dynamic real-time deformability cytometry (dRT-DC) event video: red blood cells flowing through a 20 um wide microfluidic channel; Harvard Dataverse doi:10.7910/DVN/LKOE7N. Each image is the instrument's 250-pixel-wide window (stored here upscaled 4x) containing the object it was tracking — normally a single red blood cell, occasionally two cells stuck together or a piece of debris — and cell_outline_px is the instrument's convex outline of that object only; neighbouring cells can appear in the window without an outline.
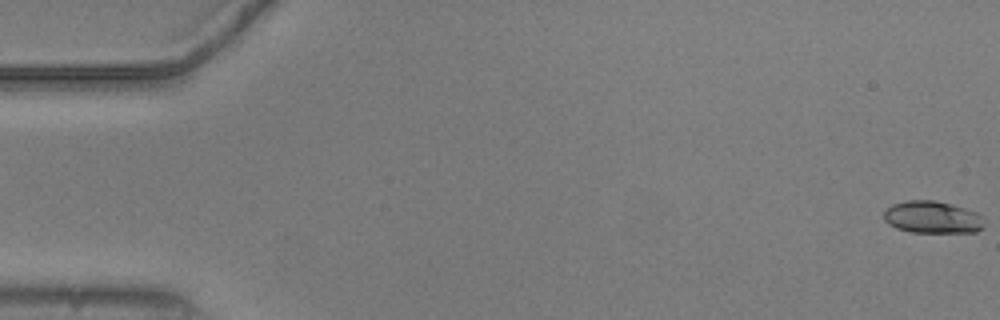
{"species": "common noctule bat (a hibernating species)", "species_latin": "Nyctalus noctula", "temperature_condition": "warm", "stored_images_in_passage": 54, "camera_frame_rate_fps": 3000, "um_per_image_px": 0.085, "animal": {"sex": "male", "body_mass_g": 20.5, "forearm_length_mm": 52.5}, "frame": {"image": 1, "passage_image": 1, "time_ms": 0.0, "image_size_px": [1000, 320], "cell_outline_px": [[984, 224], [976, 232], [912, 232], [896, 228], [888, 224], [884, 220], [884, 212], [892, 204], [908, 200], [936, 200], [964, 208], [976, 212], [980, 216]], "centroid_in_image_um": [79.21, 18.46], "position_along_channel_um": 5.8, "area_um2": 18.67}}
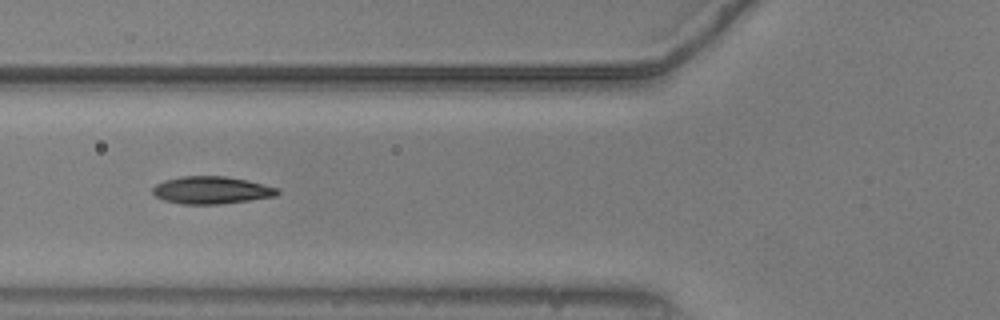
{"frame": {"image": 2, "passage_image": 21, "time_ms": 6.667, "image_size_px": [1000, 320], "cell_outline_px": [[280, 192], [276, 196], [220, 204], [180, 204], [164, 200], [156, 196], [152, 192], [152, 188], [156, 184], [164, 180], [180, 176], [224, 176], [248, 180], [280, 188]], "centroid_in_image_um": [17.98, 16.16], "position_along_channel_um": 107.8, "area_um2": 20.06}}
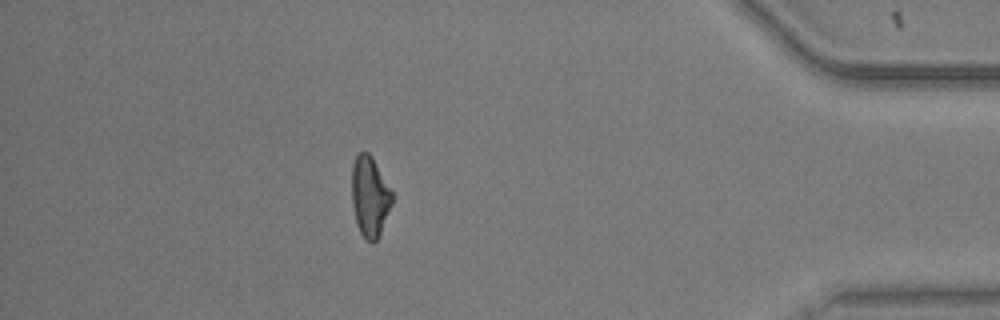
{"frame": {"image": 3, "passage_image": 48, "time_ms": 15.667, "image_size_px": [1000, 320], "cell_outline_px": [[392, 204], [380, 232], [376, 240], [372, 244], [360, 232], [356, 224], [352, 204], [352, 164], [356, 156], [360, 152], [368, 152], [372, 156], [392, 192]], "centroid_in_image_um": [31.42, 16.69], "position_along_channel_um": 403.8, "area_um2": 18.67}, "authors_computed_cell_mechanics": {"area_um2": 19.2185, "velocity_mm_per_s": 3.787, "shape_relaxation_time_tau1_ms": 10.8035, "shape_relaxation_time_tau2_ms": 2.0335, "deformation_change_tau1": 0.2595, "deformation_change_tau2": 0.0704}}